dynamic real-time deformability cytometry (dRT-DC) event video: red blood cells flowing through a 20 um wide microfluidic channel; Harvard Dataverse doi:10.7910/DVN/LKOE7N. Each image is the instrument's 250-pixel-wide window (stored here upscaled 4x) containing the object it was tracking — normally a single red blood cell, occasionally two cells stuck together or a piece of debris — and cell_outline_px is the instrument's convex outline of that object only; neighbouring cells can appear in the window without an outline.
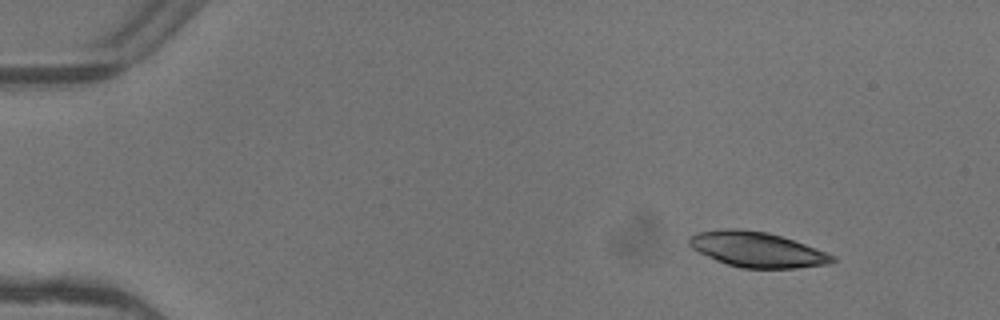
{"species": "common noctule bat (a hibernating species)", "species_latin": "Nyctalus noctula", "temperature_condition": "warm", "stored_images_in_passage": 4, "camera_frame_rate_fps": 3000, "um_per_image_px": 0.085, "animal": {"sex": "female"}, "frame": {"image": 1, "passage_image": 1, "time_ms": 0.0, "image_size_px": [1000, 320], "cell_outline_px": [[836, 260], [828, 264], [796, 268], [740, 268], [716, 260], [692, 248], [688, 244], [688, 236], [696, 232], [728, 228], [740, 228], [768, 232], [804, 244], [836, 256]], "centroid_in_image_um": [64.32, 21.2], "position_along_channel_um": 20.7, "area_um2": 29.3}}